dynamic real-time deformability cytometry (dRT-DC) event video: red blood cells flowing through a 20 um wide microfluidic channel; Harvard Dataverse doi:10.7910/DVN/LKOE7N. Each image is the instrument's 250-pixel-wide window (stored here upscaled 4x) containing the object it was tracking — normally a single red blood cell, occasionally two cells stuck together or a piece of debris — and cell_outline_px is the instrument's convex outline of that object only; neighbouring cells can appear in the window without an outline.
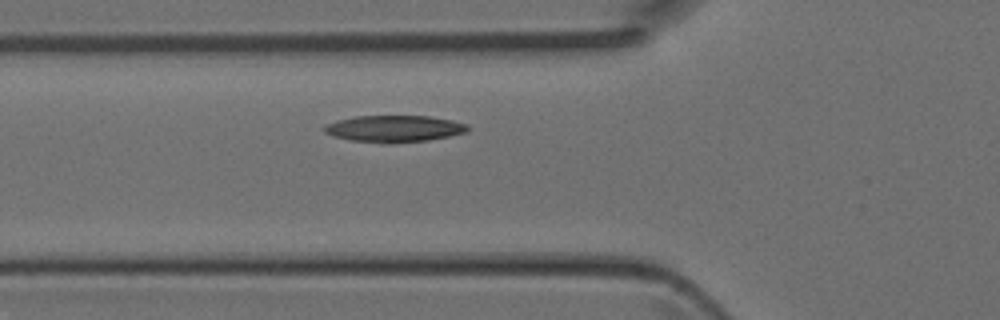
{"species": "Egyptian fruit bat (a non-hibernating species)", "species_latin": "Rousettus aegyptiacus", "temperature_condition": "room temperature", "stored_images_in_passage": 29, "camera_frame_rate_fps": 3000, "um_per_image_px": 0.085, "animal": {"sex": "female"}, "frame": {"image": 1, "passage_image": 2, "time_ms": 0.333, "image_size_px": [1000, 320], "cell_outline_px": [[472, 128], [468, 132], [428, 140], [388, 144], [384, 144], [352, 140], [332, 136], [324, 132], [320, 128], [324, 124], [336, 120], [356, 116], [428, 116], [452, 120], [468, 124]], "centroid_in_image_um": [33.48, 10.94], "position_along_channel_um": 92.3, "area_um2": 22.72}}
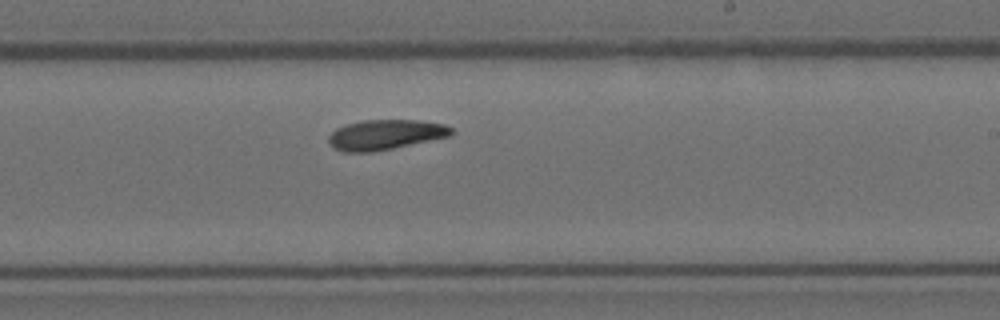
{"frame": {"image": 2, "passage_image": 13, "time_ms": 4.0, "image_size_px": [1000, 320], "cell_outline_px": [[452, 136], [372, 152], [340, 152], [332, 148], [328, 144], [328, 136], [336, 128], [348, 124], [364, 120], [420, 120], [444, 124], [452, 128]], "centroid_in_image_um": [32.72, 11.45], "position_along_channel_um": 256.3, "area_um2": 21.62}}
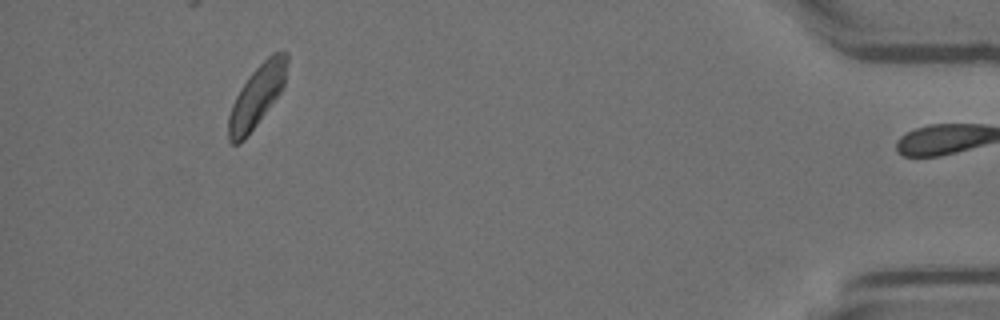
{"frame": {"image": 3, "passage_image": 28, "time_ms": 9.0, "image_size_px": [1000, 320], "cell_outline_px": [[288, 60], [284, 88], [244, 140], [240, 144], [232, 144], [228, 140], [228, 116], [232, 104], [240, 88], [248, 76], [272, 52], [288, 52]], "centroid_in_image_um": [21.83, 8.16], "position_along_channel_um": 413.4, "area_um2": 21.04}}